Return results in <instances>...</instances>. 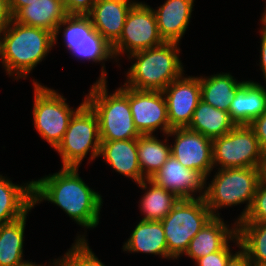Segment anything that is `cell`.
Here are the masks:
<instances>
[{"label": "cell", "instance_id": "cell-1", "mask_svg": "<svg viewBox=\"0 0 266 266\" xmlns=\"http://www.w3.org/2000/svg\"><path fill=\"white\" fill-rule=\"evenodd\" d=\"M78 171L75 167H61L58 172L33 179V207L47 201L58 206L85 231L77 232L75 240H87V229L99 225L104 201L100 192L90 187Z\"/></svg>", "mask_w": 266, "mask_h": 266}, {"label": "cell", "instance_id": "cell-2", "mask_svg": "<svg viewBox=\"0 0 266 266\" xmlns=\"http://www.w3.org/2000/svg\"><path fill=\"white\" fill-rule=\"evenodd\" d=\"M54 48L52 32L13 19L0 35L1 67L13 81L26 80Z\"/></svg>", "mask_w": 266, "mask_h": 266}, {"label": "cell", "instance_id": "cell-3", "mask_svg": "<svg viewBox=\"0 0 266 266\" xmlns=\"http://www.w3.org/2000/svg\"><path fill=\"white\" fill-rule=\"evenodd\" d=\"M180 46L176 42H164L126 57L131 66L124 72L126 79L123 85L136 90L163 91L186 73L180 58Z\"/></svg>", "mask_w": 266, "mask_h": 266}, {"label": "cell", "instance_id": "cell-4", "mask_svg": "<svg viewBox=\"0 0 266 266\" xmlns=\"http://www.w3.org/2000/svg\"><path fill=\"white\" fill-rule=\"evenodd\" d=\"M108 81H95L85 94V102L98 118L100 141L137 139L141 134L133 122L129 87L121 84L111 93Z\"/></svg>", "mask_w": 266, "mask_h": 266}, {"label": "cell", "instance_id": "cell-5", "mask_svg": "<svg viewBox=\"0 0 266 266\" xmlns=\"http://www.w3.org/2000/svg\"><path fill=\"white\" fill-rule=\"evenodd\" d=\"M214 170L213 176L211 172L206 177L203 197L205 203L214 217H223L220 215L221 212L219 213L223 208L246 204L238 217L233 219L239 223L245 218L252 204L261 179V169L248 167L218 169L217 172L216 169Z\"/></svg>", "mask_w": 266, "mask_h": 266}, {"label": "cell", "instance_id": "cell-6", "mask_svg": "<svg viewBox=\"0 0 266 266\" xmlns=\"http://www.w3.org/2000/svg\"><path fill=\"white\" fill-rule=\"evenodd\" d=\"M32 82L33 126L39 137L46 141L50 148L55 149L62 141L70 119L85 103V96L82 103L74 108L69 105L63 93L58 92V89L47 87L34 78Z\"/></svg>", "mask_w": 266, "mask_h": 266}, {"label": "cell", "instance_id": "cell-7", "mask_svg": "<svg viewBox=\"0 0 266 266\" xmlns=\"http://www.w3.org/2000/svg\"><path fill=\"white\" fill-rule=\"evenodd\" d=\"M100 145L98 118L85 102L70 119L63 139L54 151L60 156L61 167L80 168L85 158H88L87 164L99 159Z\"/></svg>", "mask_w": 266, "mask_h": 266}, {"label": "cell", "instance_id": "cell-8", "mask_svg": "<svg viewBox=\"0 0 266 266\" xmlns=\"http://www.w3.org/2000/svg\"><path fill=\"white\" fill-rule=\"evenodd\" d=\"M204 198L180 199L161 220L169 256L175 261L191 239L213 218Z\"/></svg>", "mask_w": 266, "mask_h": 266}, {"label": "cell", "instance_id": "cell-9", "mask_svg": "<svg viewBox=\"0 0 266 266\" xmlns=\"http://www.w3.org/2000/svg\"><path fill=\"white\" fill-rule=\"evenodd\" d=\"M164 43L157 27L155 13L145 1H137L129 10L120 38L111 46L116 65L133 53ZM119 63V64H118Z\"/></svg>", "mask_w": 266, "mask_h": 266}, {"label": "cell", "instance_id": "cell-10", "mask_svg": "<svg viewBox=\"0 0 266 266\" xmlns=\"http://www.w3.org/2000/svg\"><path fill=\"white\" fill-rule=\"evenodd\" d=\"M213 167L261 168L263 153L254 130L249 125H236L231 131L212 139Z\"/></svg>", "mask_w": 266, "mask_h": 266}, {"label": "cell", "instance_id": "cell-11", "mask_svg": "<svg viewBox=\"0 0 266 266\" xmlns=\"http://www.w3.org/2000/svg\"><path fill=\"white\" fill-rule=\"evenodd\" d=\"M129 104L133 122L141 135L167 134L172 128L162 91L136 90L129 87Z\"/></svg>", "mask_w": 266, "mask_h": 266}, {"label": "cell", "instance_id": "cell-12", "mask_svg": "<svg viewBox=\"0 0 266 266\" xmlns=\"http://www.w3.org/2000/svg\"><path fill=\"white\" fill-rule=\"evenodd\" d=\"M171 155L184 167L197 170L207 177L214 171L212 139L188 128H172L167 133ZM172 143V144H171Z\"/></svg>", "mask_w": 266, "mask_h": 266}, {"label": "cell", "instance_id": "cell-13", "mask_svg": "<svg viewBox=\"0 0 266 266\" xmlns=\"http://www.w3.org/2000/svg\"><path fill=\"white\" fill-rule=\"evenodd\" d=\"M162 92L167 103L170 127H187L201 100L200 75L190 76L184 73L172 81Z\"/></svg>", "mask_w": 266, "mask_h": 266}, {"label": "cell", "instance_id": "cell-14", "mask_svg": "<svg viewBox=\"0 0 266 266\" xmlns=\"http://www.w3.org/2000/svg\"><path fill=\"white\" fill-rule=\"evenodd\" d=\"M151 180L179 199L204 197L206 177L197 170L184 167L173 155Z\"/></svg>", "mask_w": 266, "mask_h": 266}, {"label": "cell", "instance_id": "cell-15", "mask_svg": "<svg viewBox=\"0 0 266 266\" xmlns=\"http://www.w3.org/2000/svg\"><path fill=\"white\" fill-rule=\"evenodd\" d=\"M138 0H97L87 14L94 29L112 46L122 33L126 16Z\"/></svg>", "mask_w": 266, "mask_h": 266}, {"label": "cell", "instance_id": "cell-16", "mask_svg": "<svg viewBox=\"0 0 266 266\" xmlns=\"http://www.w3.org/2000/svg\"><path fill=\"white\" fill-rule=\"evenodd\" d=\"M194 2L195 0H165L158 7H152L158 32L164 42L181 44L191 22Z\"/></svg>", "mask_w": 266, "mask_h": 266}, {"label": "cell", "instance_id": "cell-17", "mask_svg": "<svg viewBox=\"0 0 266 266\" xmlns=\"http://www.w3.org/2000/svg\"><path fill=\"white\" fill-rule=\"evenodd\" d=\"M237 235V223L228 224L221 217H213L190 241L185 257L198 258L223 249Z\"/></svg>", "mask_w": 266, "mask_h": 266}, {"label": "cell", "instance_id": "cell-18", "mask_svg": "<svg viewBox=\"0 0 266 266\" xmlns=\"http://www.w3.org/2000/svg\"><path fill=\"white\" fill-rule=\"evenodd\" d=\"M99 157L135 184L145 179L139 166L137 139L101 141Z\"/></svg>", "mask_w": 266, "mask_h": 266}, {"label": "cell", "instance_id": "cell-19", "mask_svg": "<svg viewBox=\"0 0 266 266\" xmlns=\"http://www.w3.org/2000/svg\"><path fill=\"white\" fill-rule=\"evenodd\" d=\"M33 208V179L17 184L0 174V226L21 218Z\"/></svg>", "mask_w": 266, "mask_h": 266}, {"label": "cell", "instance_id": "cell-20", "mask_svg": "<svg viewBox=\"0 0 266 266\" xmlns=\"http://www.w3.org/2000/svg\"><path fill=\"white\" fill-rule=\"evenodd\" d=\"M123 252L143 253L158 256L161 259L173 260L167 249L166 237L161 221H137L128 239L123 242Z\"/></svg>", "mask_w": 266, "mask_h": 266}, {"label": "cell", "instance_id": "cell-21", "mask_svg": "<svg viewBox=\"0 0 266 266\" xmlns=\"http://www.w3.org/2000/svg\"><path fill=\"white\" fill-rule=\"evenodd\" d=\"M266 111V84L248 79L237 91L228 110L236 125H249Z\"/></svg>", "mask_w": 266, "mask_h": 266}, {"label": "cell", "instance_id": "cell-22", "mask_svg": "<svg viewBox=\"0 0 266 266\" xmlns=\"http://www.w3.org/2000/svg\"><path fill=\"white\" fill-rule=\"evenodd\" d=\"M63 0H34L22 7L13 19L23 25L42 28L52 32L67 16Z\"/></svg>", "mask_w": 266, "mask_h": 266}, {"label": "cell", "instance_id": "cell-23", "mask_svg": "<svg viewBox=\"0 0 266 266\" xmlns=\"http://www.w3.org/2000/svg\"><path fill=\"white\" fill-rule=\"evenodd\" d=\"M247 81H239L231 72L200 75L201 100L217 109L228 112L237 91Z\"/></svg>", "mask_w": 266, "mask_h": 266}, {"label": "cell", "instance_id": "cell-24", "mask_svg": "<svg viewBox=\"0 0 266 266\" xmlns=\"http://www.w3.org/2000/svg\"><path fill=\"white\" fill-rule=\"evenodd\" d=\"M144 193L141 199L136 202L138 209L143 215L140 220L161 221L180 200L174 193L158 186L151 179H144L135 184Z\"/></svg>", "mask_w": 266, "mask_h": 266}, {"label": "cell", "instance_id": "cell-25", "mask_svg": "<svg viewBox=\"0 0 266 266\" xmlns=\"http://www.w3.org/2000/svg\"><path fill=\"white\" fill-rule=\"evenodd\" d=\"M29 214L0 226V266H26L33 262L24 260V232Z\"/></svg>", "mask_w": 266, "mask_h": 266}, {"label": "cell", "instance_id": "cell-26", "mask_svg": "<svg viewBox=\"0 0 266 266\" xmlns=\"http://www.w3.org/2000/svg\"><path fill=\"white\" fill-rule=\"evenodd\" d=\"M235 126L236 124L231 120L228 112L200 100L186 128L214 139L225 135Z\"/></svg>", "mask_w": 266, "mask_h": 266}, {"label": "cell", "instance_id": "cell-27", "mask_svg": "<svg viewBox=\"0 0 266 266\" xmlns=\"http://www.w3.org/2000/svg\"><path fill=\"white\" fill-rule=\"evenodd\" d=\"M141 135L137 138L138 161L145 179H151L168 160L171 146L167 134Z\"/></svg>", "mask_w": 266, "mask_h": 266}, {"label": "cell", "instance_id": "cell-28", "mask_svg": "<svg viewBox=\"0 0 266 266\" xmlns=\"http://www.w3.org/2000/svg\"><path fill=\"white\" fill-rule=\"evenodd\" d=\"M70 55L78 61H88L100 64L101 71L97 81H108L106 61L115 62L111 45L94 29L84 40L78 43Z\"/></svg>", "mask_w": 266, "mask_h": 266}, {"label": "cell", "instance_id": "cell-29", "mask_svg": "<svg viewBox=\"0 0 266 266\" xmlns=\"http://www.w3.org/2000/svg\"><path fill=\"white\" fill-rule=\"evenodd\" d=\"M237 235L252 266H266V223H237Z\"/></svg>", "mask_w": 266, "mask_h": 266}, {"label": "cell", "instance_id": "cell-30", "mask_svg": "<svg viewBox=\"0 0 266 266\" xmlns=\"http://www.w3.org/2000/svg\"><path fill=\"white\" fill-rule=\"evenodd\" d=\"M93 30L94 27L88 15L68 14L57 26L54 33V45L59 44V35L62 33L61 39L64 43L62 45L70 53Z\"/></svg>", "mask_w": 266, "mask_h": 266}, {"label": "cell", "instance_id": "cell-31", "mask_svg": "<svg viewBox=\"0 0 266 266\" xmlns=\"http://www.w3.org/2000/svg\"><path fill=\"white\" fill-rule=\"evenodd\" d=\"M239 223H266V180L260 179L247 215Z\"/></svg>", "mask_w": 266, "mask_h": 266}, {"label": "cell", "instance_id": "cell-32", "mask_svg": "<svg viewBox=\"0 0 266 266\" xmlns=\"http://www.w3.org/2000/svg\"><path fill=\"white\" fill-rule=\"evenodd\" d=\"M233 243V244H231ZM234 248L232 249V246ZM236 246V247H235ZM240 249V241L238 235H236L223 249L210 253L206 256L198 258L194 261V266H225L228 260ZM236 250V251H234Z\"/></svg>", "mask_w": 266, "mask_h": 266}, {"label": "cell", "instance_id": "cell-33", "mask_svg": "<svg viewBox=\"0 0 266 266\" xmlns=\"http://www.w3.org/2000/svg\"><path fill=\"white\" fill-rule=\"evenodd\" d=\"M97 0H63L67 14L87 15Z\"/></svg>", "mask_w": 266, "mask_h": 266}, {"label": "cell", "instance_id": "cell-34", "mask_svg": "<svg viewBox=\"0 0 266 266\" xmlns=\"http://www.w3.org/2000/svg\"><path fill=\"white\" fill-rule=\"evenodd\" d=\"M249 126L254 130L255 135L259 141L262 153H266V111L256 119H254Z\"/></svg>", "mask_w": 266, "mask_h": 266}, {"label": "cell", "instance_id": "cell-35", "mask_svg": "<svg viewBox=\"0 0 266 266\" xmlns=\"http://www.w3.org/2000/svg\"><path fill=\"white\" fill-rule=\"evenodd\" d=\"M259 36H260V60H258L259 64L256 63L257 66H259V70L262 72V76L264 78V81L266 82V27H264L262 24L259 29ZM266 84V83H265Z\"/></svg>", "mask_w": 266, "mask_h": 266}, {"label": "cell", "instance_id": "cell-36", "mask_svg": "<svg viewBox=\"0 0 266 266\" xmlns=\"http://www.w3.org/2000/svg\"><path fill=\"white\" fill-rule=\"evenodd\" d=\"M13 21L8 0H0V35Z\"/></svg>", "mask_w": 266, "mask_h": 266}, {"label": "cell", "instance_id": "cell-37", "mask_svg": "<svg viewBox=\"0 0 266 266\" xmlns=\"http://www.w3.org/2000/svg\"><path fill=\"white\" fill-rule=\"evenodd\" d=\"M225 266H252L248 256L239 249L235 254L228 260Z\"/></svg>", "mask_w": 266, "mask_h": 266}, {"label": "cell", "instance_id": "cell-38", "mask_svg": "<svg viewBox=\"0 0 266 266\" xmlns=\"http://www.w3.org/2000/svg\"><path fill=\"white\" fill-rule=\"evenodd\" d=\"M12 15L14 16L22 7L29 5L34 0H8Z\"/></svg>", "mask_w": 266, "mask_h": 266}, {"label": "cell", "instance_id": "cell-39", "mask_svg": "<svg viewBox=\"0 0 266 266\" xmlns=\"http://www.w3.org/2000/svg\"><path fill=\"white\" fill-rule=\"evenodd\" d=\"M260 169H261V179L266 180V153L263 154V160Z\"/></svg>", "mask_w": 266, "mask_h": 266}, {"label": "cell", "instance_id": "cell-40", "mask_svg": "<svg viewBox=\"0 0 266 266\" xmlns=\"http://www.w3.org/2000/svg\"><path fill=\"white\" fill-rule=\"evenodd\" d=\"M50 261L47 263H39L38 264V262L36 263L35 261L34 262H31V263H29L28 265H26V266H55V259H52V261H51V259H49Z\"/></svg>", "mask_w": 266, "mask_h": 266}, {"label": "cell", "instance_id": "cell-41", "mask_svg": "<svg viewBox=\"0 0 266 266\" xmlns=\"http://www.w3.org/2000/svg\"><path fill=\"white\" fill-rule=\"evenodd\" d=\"M264 11L261 13L260 24H262L264 27H266V4L263 9Z\"/></svg>", "mask_w": 266, "mask_h": 266}]
</instances>
